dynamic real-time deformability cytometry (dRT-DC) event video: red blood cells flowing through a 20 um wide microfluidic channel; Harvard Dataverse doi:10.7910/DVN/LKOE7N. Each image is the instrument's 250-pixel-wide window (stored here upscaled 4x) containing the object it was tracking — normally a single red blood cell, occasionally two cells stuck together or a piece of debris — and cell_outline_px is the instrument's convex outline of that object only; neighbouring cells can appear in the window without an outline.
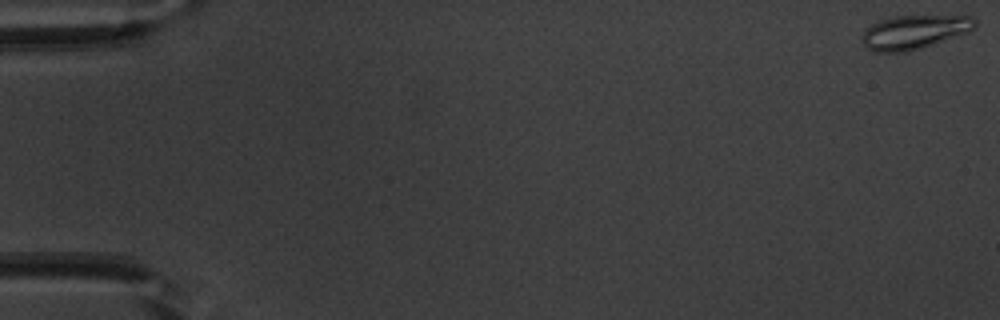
{"species": "common noctule bat (a hibernating species)", "species_latin": "Nyctalus noctula", "temperature_condition": "warm", "stored_images_in_passage": 15, "camera_frame_rate_fps": 3000, "um_per_image_px": 0.085, "animal": {"sex": "male", "body_mass_g": 20.1, "forearm_length_mm": 53.5}, "frame": {"image": 1, "passage_image": 1, "time_ms": 0.0, "image_size_px": [1000, 320], "cell_outline_px": [[976, 28], [968, 32], [920, 48], [904, 52], [876, 52], [868, 48], [860, 40], [860, 36], [864, 28], [880, 20], [896, 16], [972, 16], [976, 20]], "centroid_in_image_um": [77.67, 2.72], "position_along_channel_um": 7.3, "area_um2": 22.25}}